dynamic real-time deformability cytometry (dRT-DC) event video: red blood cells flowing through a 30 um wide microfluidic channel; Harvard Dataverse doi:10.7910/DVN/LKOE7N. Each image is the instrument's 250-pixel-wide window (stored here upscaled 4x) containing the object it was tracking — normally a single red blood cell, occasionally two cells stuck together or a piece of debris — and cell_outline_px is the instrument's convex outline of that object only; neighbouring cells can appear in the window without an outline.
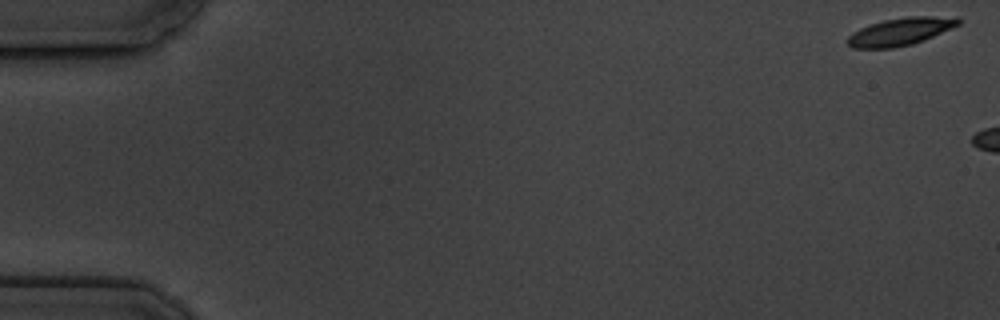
{"species": "common noctule bat (a hibernating species)", "species_latin": "Nyctalus noctula", "temperature_condition": "cold", "stored_images_in_passage": 2, "camera_frame_rate_fps": 3000, "um_per_image_px": 0.085, "animal": {"sex": "male", "body_mass_g": 19.5, "forearm_length_mm": 54.6}, "frame": {"image": 1, "passage_image": 1, "time_ms": 0.0, "image_size_px": [1000, 320], "cell_outline_px": [[960, 24], [924, 40], [912, 44], [892, 48], [852, 48], [844, 40], [852, 32], [860, 28], [884, 20], [908, 16], [960, 16]], "centroid_in_image_um": [76.54, 2.68], "position_along_channel_um": 8.5, "area_um2": 17.92}}